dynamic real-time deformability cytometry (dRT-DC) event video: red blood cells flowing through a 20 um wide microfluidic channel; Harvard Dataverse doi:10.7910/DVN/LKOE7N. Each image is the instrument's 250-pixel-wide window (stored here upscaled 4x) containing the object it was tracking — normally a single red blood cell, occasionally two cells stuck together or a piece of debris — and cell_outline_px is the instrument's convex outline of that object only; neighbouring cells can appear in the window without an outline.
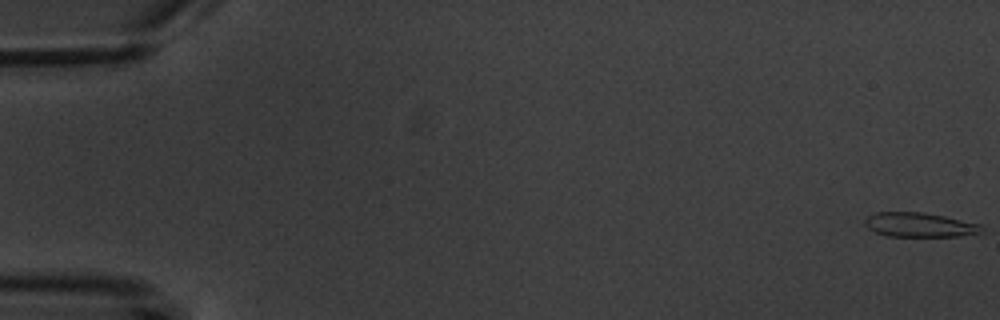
{"species": "common noctule bat (a hibernating species)", "species_latin": "Nyctalus noctula", "temperature_condition": "warm", "stored_images_in_passage": 10, "camera_frame_rate_fps": 3000, "um_per_image_px": 0.085, "animal": {"sex": "male", "body_mass_g": 20.1, "forearm_length_mm": 53.5}, "frame": {"image": 1, "passage_image": 1, "time_ms": 0.0, "image_size_px": [1000, 320], "cell_outline_px": [[984, 228], [980, 232], [960, 236], [888, 236], [876, 232], [868, 228], [864, 224], [864, 220], [868, 216], [876, 212], [924, 212], [944, 216], [980, 224]], "centroid_in_image_um": [78.14, 19.1], "position_along_channel_um": 6.9, "area_um2": 16.47}}
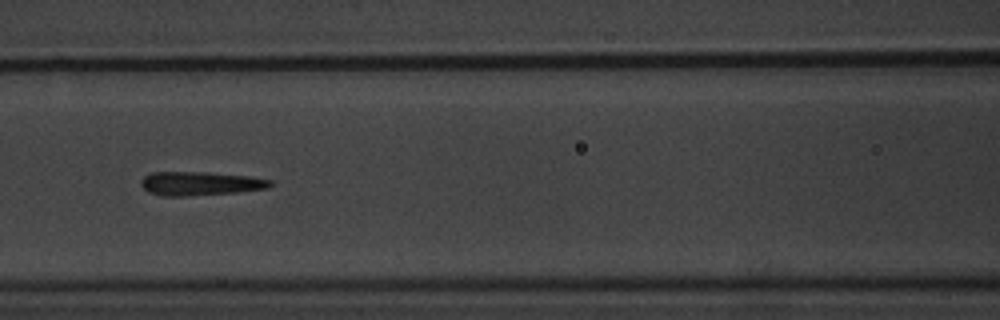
{"frame": {"image": 2, "passage_image": 6, "time_ms": 8.333, "image_size_px": [1000, 320], "cell_outline_px": [[272, 184], [268, 188], [236, 192], [188, 196], [164, 196], [148, 192], [140, 184], [140, 180], [144, 176], [152, 172], [204, 172], [248, 176], [272, 180]], "centroid_in_image_um": [16.98, 15.6], "position_along_channel_um": 149.6, "area_um2": 17.86}}
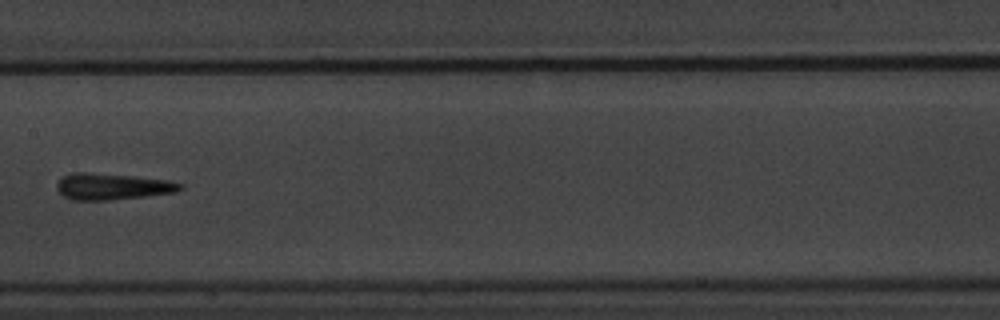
{"frame": {"image": 3, "passage_image": 7, "time_ms": 9.667, "image_size_px": [1000, 320], "cell_outline_px": [[184, 188], [176, 192], [144, 196], [108, 200], [72, 200], [64, 196], [56, 188], [56, 184], [64, 176], [72, 172], [88, 172], [132, 176], [168, 180], [184, 184]], "centroid_in_image_um": [9.55, 15.85], "position_along_channel_um": 197.8, "area_um2": 18.9}}